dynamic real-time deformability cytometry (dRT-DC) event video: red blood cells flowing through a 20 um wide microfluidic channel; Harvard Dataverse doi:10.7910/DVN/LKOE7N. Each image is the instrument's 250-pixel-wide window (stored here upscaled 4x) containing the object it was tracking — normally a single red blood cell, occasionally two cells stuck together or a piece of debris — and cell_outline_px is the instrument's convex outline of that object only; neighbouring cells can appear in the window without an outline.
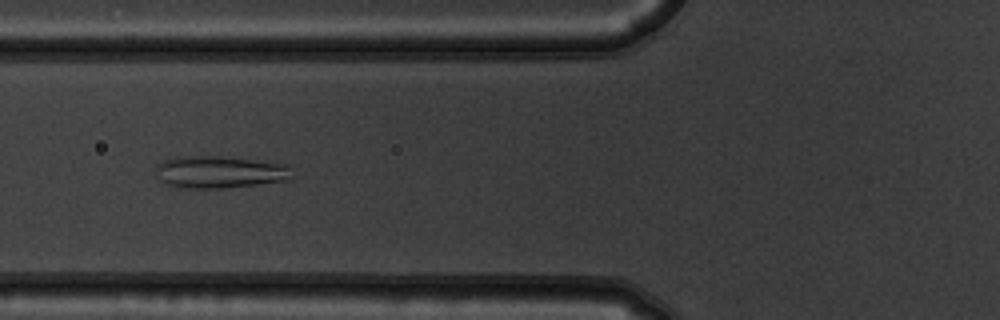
{"species": "common noctule bat (a hibernating species)", "species_latin": "Nyctalus noctula", "temperature_condition": "warm", "stored_images_in_passage": 54, "camera_frame_rate_fps": 3000, "um_per_image_px": 0.085, "animal": {"sex": "male", "body_mass_g": 19.5, "forearm_length_mm": 54.6}, "frame": {"image": 1, "passage_image": 21, "time_ms": 6.667, "image_size_px": [1000, 320], "cell_outline_px": [[292, 180], [224, 188], [180, 188], [164, 184], [156, 180], [156, 164], [164, 160], [176, 156], [220, 156], [288, 164]], "centroid_in_image_um": [18.6, 14.63], "position_along_channel_um": 107.2, "area_um2": 25.95}}
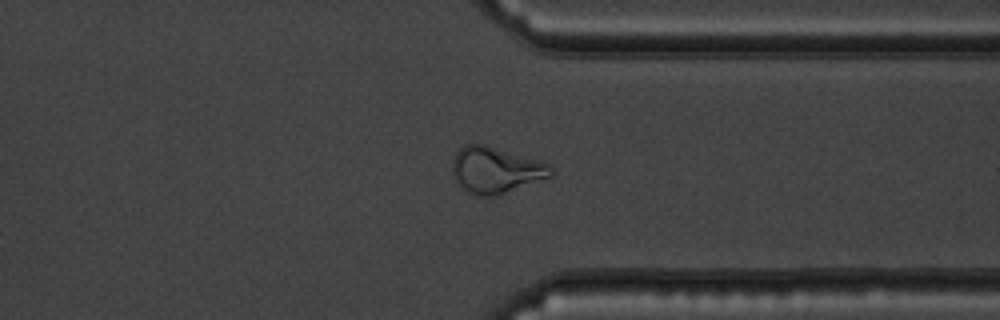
{"frame": {"image": 2, "passage_image": 42, "time_ms": 13.667, "image_size_px": [1000, 320], "cell_outline_px": [[552, 176], [496, 196], [476, 196], [468, 192], [456, 180], [452, 172], [452, 160], [456, 152], [464, 144], [484, 144], [548, 164], [552, 168]], "centroid_in_image_um": [42.09, 14.46], "position_along_channel_um": 369.3, "area_um2": 26.13}}
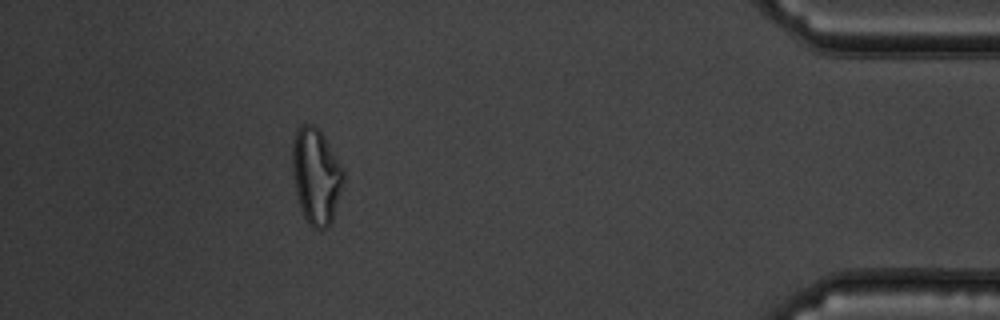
{"frame": {"image": 3, "passage_image": 49, "time_ms": 16.0, "image_size_px": [1000, 320], "cell_outline_px": [[344, 184], [332, 220], [328, 228], [312, 228], [308, 224], [300, 208], [296, 192], [292, 172], [292, 144], [296, 128], [300, 124], [316, 124], [324, 136], [344, 168]], "centroid_in_image_um": [26.87, 14.93], "position_along_channel_um": 408.3, "area_um2": 29.02}, "authors_computed_cell_mechanics": {"area_um2": 27.8885, "velocity_mm_per_s": 3.7465, "shape_relaxation_time_tau1_ms": null, "shape_relaxation_time_tau2_ms": 1.5052, "deformation_change_tau1": null, "deformation_change_tau2": 0.1016}}